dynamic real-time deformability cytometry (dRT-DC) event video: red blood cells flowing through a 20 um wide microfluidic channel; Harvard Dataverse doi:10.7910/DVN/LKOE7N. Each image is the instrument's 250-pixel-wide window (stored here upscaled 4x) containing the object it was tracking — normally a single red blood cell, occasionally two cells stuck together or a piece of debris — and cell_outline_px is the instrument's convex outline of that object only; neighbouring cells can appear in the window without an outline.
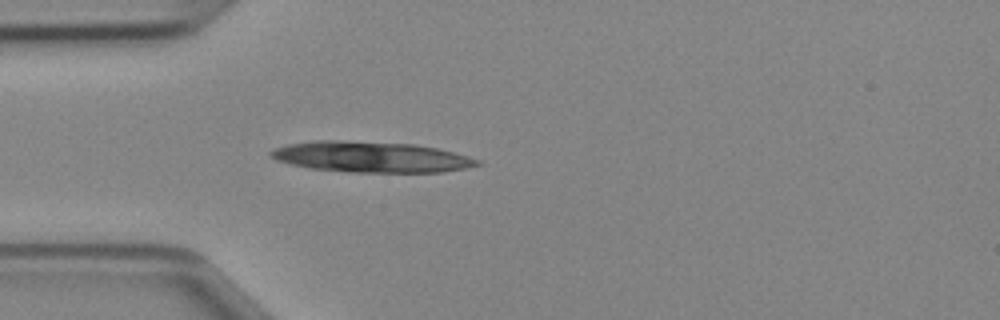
{"species": "Egyptian fruit bat (a non-hibernating species)", "species_latin": "Rousettus aegyptiacus", "temperature_condition": "cold", "stored_images_in_passage": 22, "camera_frame_rate_fps": 3000, "um_per_image_px": 0.085, "animal": {"sex": "female"}, "frame": {"image": 1, "passage_image": 1, "time_ms": 0.0, "image_size_px": [1000, 320], "cell_outline_px": [[484, 164], [464, 168], [440, 172], [352, 172], [308, 168], [276, 160], [268, 156], [268, 152], [272, 148], [288, 144], [316, 140], [340, 140], [416, 144], [436, 148], [468, 156], [480, 160]], "centroid_in_image_um": [31.5, 13.33], "position_along_channel_um": 53.5, "area_um2": 37.11}}